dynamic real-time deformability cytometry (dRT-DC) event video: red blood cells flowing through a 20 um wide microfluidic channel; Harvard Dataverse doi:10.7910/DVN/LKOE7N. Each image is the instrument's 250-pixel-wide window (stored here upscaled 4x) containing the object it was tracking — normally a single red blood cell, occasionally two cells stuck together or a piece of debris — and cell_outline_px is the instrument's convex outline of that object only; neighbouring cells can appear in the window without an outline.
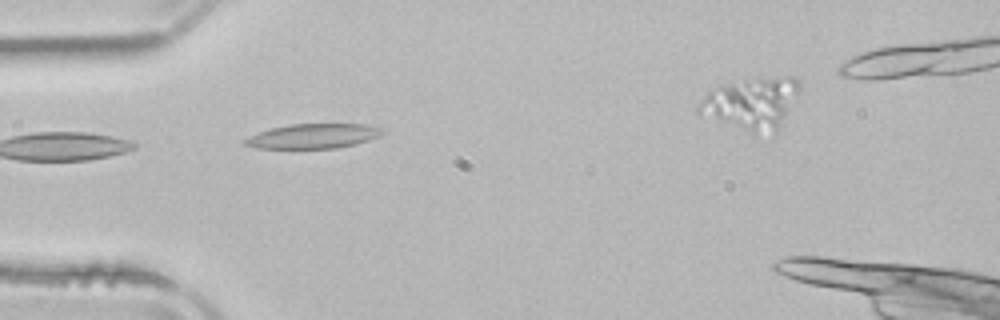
{"species": "common noctule bat (a hibernating species)", "species_latin": "Nyctalus noctula", "temperature_condition": "room temperature", "stored_images_in_passage": 3, "segment_of_instrument_passage": [1, 2], "camera_frame_rate_fps": 3000, "um_per_image_px": 0.085, "animal": {"sex": "male", "body_mass_g": 21.5, "forearm_length_mm": 52.0}, "frame": {"image": 1, "passage_image": 2, "time_ms": 1.667, "image_size_px": [1000, 320], "cell_outline_px": [[384, 132], [380, 136], [356, 144], [336, 148], [256, 148], [244, 144], [244, 140], [260, 132], [272, 128], [288, 124], [364, 124], [384, 128]], "centroid_in_image_um": [26.68, 11.56], "position_along_channel_um": 58.3, "area_um2": 19.59}}